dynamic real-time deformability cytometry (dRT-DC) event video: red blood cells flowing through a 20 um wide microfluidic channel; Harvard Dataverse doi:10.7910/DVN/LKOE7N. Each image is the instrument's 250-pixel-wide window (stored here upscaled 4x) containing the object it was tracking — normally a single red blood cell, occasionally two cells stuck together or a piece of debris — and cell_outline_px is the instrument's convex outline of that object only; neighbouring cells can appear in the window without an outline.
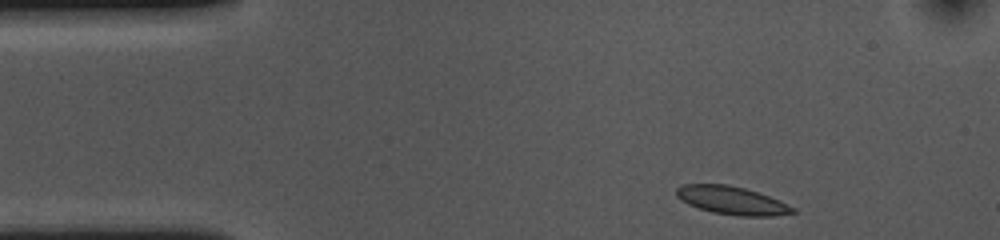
{"species": "common noctule bat (a hibernating species)", "species_latin": "Nyctalus noctula", "temperature_condition": "cold", "stored_images_in_passage": 40, "camera_frame_rate_fps": 3000, "um_per_image_px": 0.085, "animal": {"sex": "female", "body_mass_g": 10.0, "forearm_length_mm": 53.1}, "frame": {"image": 1, "passage_image": 1, "time_ms": 0.0, "image_size_px": [1000, 240], "cell_outline_px": [[796, 212], [772, 216], [740, 216], [712, 212], [688, 204], [680, 200], [676, 196], [676, 188], [684, 184], [728, 184], [744, 188], [780, 200], [796, 208]], "centroid_in_image_um": [62.21, 17.03], "position_along_channel_um": 22.8, "area_um2": 19.02}}
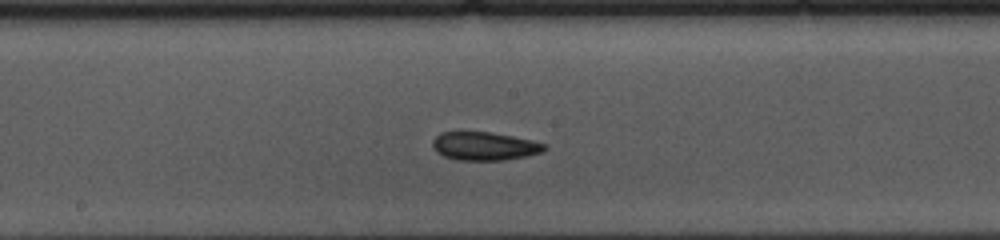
{"frame": {"image": 2, "passage_image": 21, "time_ms": 6.667, "image_size_px": [1000, 240], "cell_outline_px": [[548, 148], [544, 152], [528, 156], [504, 160], [456, 160], [444, 156], [436, 152], [432, 144], [432, 140], [440, 132], [488, 132], [512, 136], [532, 140], [548, 144]], "centroid_in_image_um": [41.22, 12.43], "position_along_channel_um": 207.0, "area_um2": 18.67}}
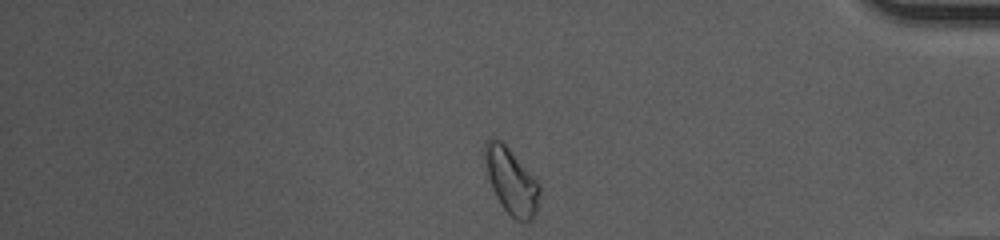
{"frame": {"image": 3, "passage_image": 39, "time_ms": 12.667, "image_size_px": [1000, 240], "cell_outline_px": [[540, 196], [536, 212], [532, 220], [524, 224], [520, 224], [504, 208], [496, 196], [492, 188], [488, 176], [484, 160], [484, 144], [492, 136], [500, 140], [540, 180]], "centroid_in_image_um": [43.5, 15.41], "position_along_channel_um": 391.7, "area_um2": 21.44}, "authors_computed_cell_mechanics": {"area_um2": 18.7272, "velocity_mm_per_s": 3.6098, "shape_relaxation_time_tau1_ms": 5.6041, "shape_relaxation_time_tau2_ms": 3.4313, "deformation_change_tau1": 0.109, "deformation_change_tau2": 0.0829}}